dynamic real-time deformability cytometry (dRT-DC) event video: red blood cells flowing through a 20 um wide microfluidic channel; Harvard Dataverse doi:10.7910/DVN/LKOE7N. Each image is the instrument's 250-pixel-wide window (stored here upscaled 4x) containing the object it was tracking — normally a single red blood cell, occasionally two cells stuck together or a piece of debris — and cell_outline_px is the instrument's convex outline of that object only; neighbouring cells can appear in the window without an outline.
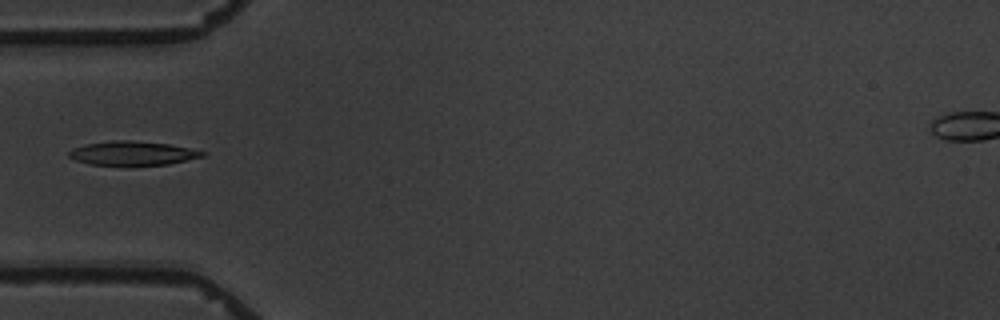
{"species": "common noctule bat (a hibernating species)", "species_latin": "Nyctalus noctula", "temperature_condition": "warm", "stored_images_in_passage": 5, "camera_frame_rate_fps": 3000, "um_per_image_px": 0.085, "animal": {"sex": "male", "body_mass_g": 19.5, "forearm_length_mm": 54.6}, "frame": {"image": 1, "passage_image": 5, "time_ms": 4.667, "image_size_px": [1000, 320], "cell_outline_px": [[204, 156], [168, 164], [88, 164], [76, 160], [68, 156], [68, 152], [72, 148], [88, 144], [112, 140], [128, 140], [168, 144], [188, 148], [204, 152]], "centroid_in_image_um": [11.22, 13.01], "position_along_channel_um": 73.8, "area_um2": 18.09}}